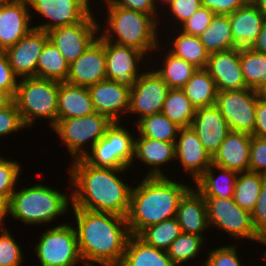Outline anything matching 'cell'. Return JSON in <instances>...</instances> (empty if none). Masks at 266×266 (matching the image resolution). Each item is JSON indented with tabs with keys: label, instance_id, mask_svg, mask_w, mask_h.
Listing matches in <instances>:
<instances>
[{
	"label": "cell",
	"instance_id": "obj_1",
	"mask_svg": "<svg viewBox=\"0 0 266 266\" xmlns=\"http://www.w3.org/2000/svg\"><path fill=\"white\" fill-rule=\"evenodd\" d=\"M72 163L67 168L74 186L71 207L127 216L133 186L126 184L118 173L124 171L125 175L128 168L93 167L83 158Z\"/></svg>",
	"mask_w": 266,
	"mask_h": 266
},
{
	"label": "cell",
	"instance_id": "obj_2",
	"mask_svg": "<svg viewBox=\"0 0 266 266\" xmlns=\"http://www.w3.org/2000/svg\"><path fill=\"white\" fill-rule=\"evenodd\" d=\"M71 208L83 266H119L131 235L126 217Z\"/></svg>",
	"mask_w": 266,
	"mask_h": 266
},
{
	"label": "cell",
	"instance_id": "obj_3",
	"mask_svg": "<svg viewBox=\"0 0 266 266\" xmlns=\"http://www.w3.org/2000/svg\"><path fill=\"white\" fill-rule=\"evenodd\" d=\"M166 177H144L132 188L130 208L126 216L131 235L164 220L175 218L180 199L190 189Z\"/></svg>",
	"mask_w": 266,
	"mask_h": 266
},
{
	"label": "cell",
	"instance_id": "obj_4",
	"mask_svg": "<svg viewBox=\"0 0 266 266\" xmlns=\"http://www.w3.org/2000/svg\"><path fill=\"white\" fill-rule=\"evenodd\" d=\"M104 2L108 17L107 22L104 21L106 25L103 24V29L99 27V31H102L99 35L104 40L136 48L147 54V57L152 51L160 49L161 43L157 36L160 23L158 14H144L126 9L116 6L111 0Z\"/></svg>",
	"mask_w": 266,
	"mask_h": 266
},
{
	"label": "cell",
	"instance_id": "obj_5",
	"mask_svg": "<svg viewBox=\"0 0 266 266\" xmlns=\"http://www.w3.org/2000/svg\"><path fill=\"white\" fill-rule=\"evenodd\" d=\"M66 194L43 184L15 189L10 199V215L27 225L51 223L67 214L72 206V197Z\"/></svg>",
	"mask_w": 266,
	"mask_h": 266
},
{
	"label": "cell",
	"instance_id": "obj_6",
	"mask_svg": "<svg viewBox=\"0 0 266 266\" xmlns=\"http://www.w3.org/2000/svg\"><path fill=\"white\" fill-rule=\"evenodd\" d=\"M58 89L59 82L55 80L28 77L18 81L13 101L27 128L39 118L48 120L51 128L56 124Z\"/></svg>",
	"mask_w": 266,
	"mask_h": 266
},
{
	"label": "cell",
	"instance_id": "obj_7",
	"mask_svg": "<svg viewBox=\"0 0 266 266\" xmlns=\"http://www.w3.org/2000/svg\"><path fill=\"white\" fill-rule=\"evenodd\" d=\"M112 123L106 115L94 112L82 117L57 119L52 129L65 143L70 156L76 160L83 158L89 152L84 148L86 145L89 144L88 149H92Z\"/></svg>",
	"mask_w": 266,
	"mask_h": 266
},
{
	"label": "cell",
	"instance_id": "obj_8",
	"mask_svg": "<svg viewBox=\"0 0 266 266\" xmlns=\"http://www.w3.org/2000/svg\"><path fill=\"white\" fill-rule=\"evenodd\" d=\"M121 122H113L83 159L93 167L133 169L134 135ZM133 135V136H132Z\"/></svg>",
	"mask_w": 266,
	"mask_h": 266
},
{
	"label": "cell",
	"instance_id": "obj_9",
	"mask_svg": "<svg viewBox=\"0 0 266 266\" xmlns=\"http://www.w3.org/2000/svg\"><path fill=\"white\" fill-rule=\"evenodd\" d=\"M39 241V242H38ZM34 247L40 266H75L83 263L77 233L71 223L46 229Z\"/></svg>",
	"mask_w": 266,
	"mask_h": 266
},
{
	"label": "cell",
	"instance_id": "obj_10",
	"mask_svg": "<svg viewBox=\"0 0 266 266\" xmlns=\"http://www.w3.org/2000/svg\"><path fill=\"white\" fill-rule=\"evenodd\" d=\"M210 227H216L235 239H250L264 242L256 232L252 223L251 213L243 210L234 202L233 197H204Z\"/></svg>",
	"mask_w": 266,
	"mask_h": 266
},
{
	"label": "cell",
	"instance_id": "obj_11",
	"mask_svg": "<svg viewBox=\"0 0 266 266\" xmlns=\"http://www.w3.org/2000/svg\"><path fill=\"white\" fill-rule=\"evenodd\" d=\"M258 95L251 88L218 91L216 106L230 131L253 133Z\"/></svg>",
	"mask_w": 266,
	"mask_h": 266
},
{
	"label": "cell",
	"instance_id": "obj_12",
	"mask_svg": "<svg viewBox=\"0 0 266 266\" xmlns=\"http://www.w3.org/2000/svg\"><path fill=\"white\" fill-rule=\"evenodd\" d=\"M92 11L83 21L70 25L59 26L49 30L48 37L57 47L66 61L71 64L98 37L99 27Z\"/></svg>",
	"mask_w": 266,
	"mask_h": 266
},
{
	"label": "cell",
	"instance_id": "obj_13",
	"mask_svg": "<svg viewBox=\"0 0 266 266\" xmlns=\"http://www.w3.org/2000/svg\"><path fill=\"white\" fill-rule=\"evenodd\" d=\"M90 1L92 0H28L29 8L47 19V22L34 28L48 32L55 27L77 24L91 13L93 5Z\"/></svg>",
	"mask_w": 266,
	"mask_h": 266
},
{
	"label": "cell",
	"instance_id": "obj_14",
	"mask_svg": "<svg viewBox=\"0 0 266 266\" xmlns=\"http://www.w3.org/2000/svg\"><path fill=\"white\" fill-rule=\"evenodd\" d=\"M142 72L130 92L129 112L138 114L135 124L143 117L161 113L169 87L163 79L147 67Z\"/></svg>",
	"mask_w": 266,
	"mask_h": 266
},
{
	"label": "cell",
	"instance_id": "obj_15",
	"mask_svg": "<svg viewBox=\"0 0 266 266\" xmlns=\"http://www.w3.org/2000/svg\"><path fill=\"white\" fill-rule=\"evenodd\" d=\"M106 58V77L120 85L132 88L140 73V62L146 54L140 50L104 40Z\"/></svg>",
	"mask_w": 266,
	"mask_h": 266
},
{
	"label": "cell",
	"instance_id": "obj_16",
	"mask_svg": "<svg viewBox=\"0 0 266 266\" xmlns=\"http://www.w3.org/2000/svg\"><path fill=\"white\" fill-rule=\"evenodd\" d=\"M104 39L99 35L71 64L66 82L89 87L106 80Z\"/></svg>",
	"mask_w": 266,
	"mask_h": 266
},
{
	"label": "cell",
	"instance_id": "obj_17",
	"mask_svg": "<svg viewBox=\"0 0 266 266\" xmlns=\"http://www.w3.org/2000/svg\"><path fill=\"white\" fill-rule=\"evenodd\" d=\"M48 39L47 32L33 28L5 51L9 64L19 79L36 77L38 57Z\"/></svg>",
	"mask_w": 266,
	"mask_h": 266
},
{
	"label": "cell",
	"instance_id": "obj_18",
	"mask_svg": "<svg viewBox=\"0 0 266 266\" xmlns=\"http://www.w3.org/2000/svg\"><path fill=\"white\" fill-rule=\"evenodd\" d=\"M175 160L180 161L185 173L192 177L193 183L212 164L211 155L205 150L192 127L180 128L175 142Z\"/></svg>",
	"mask_w": 266,
	"mask_h": 266
},
{
	"label": "cell",
	"instance_id": "obj_19",
	"mask_svg": "<svg viewBox=\"0 0 266 266\" xmlns=\"http://www.w3.org/2000/svg\"><path fill=\"white\" fill-rule=\"evenodd\" d=\"M88 91L95 111L106 115L112 122H121V115L128 113L130 88L106 79L89 86Z\"/></svg>",
	"mask_w": 266,
	"mask_h": 266
},
{
	"label": "cell",
	"instance_id": "obj_20",
	"mask_svg": "<svg viewBox=\"0 0 266 266\" xmlns=\"http://www.w3.org/2000/svg\"><path fill=\"white\" fill-rule=\"evenodd\" d=\"M205 70L214 79L217 90L246 89L240 64V49L209 54Z\"/></svg>",
	"mask_w": 266,
	"mask_h": 266
},
{
	"label": "cell",
	"instance_id": "obj_21",
	"mask_svg": "<svg viewBox=\"0 0 266 266\" xmlns=\"http://www.w3.org/2000/svg\"><path fill=\"white\" fill-rule=\"evenodd\" d=\"M191 127L211 157L230 132L228 123L216 105L197 108Z\"/></svg>",
	"mask_w": 266,
	"mask_h": 266
},
{
	"label": "cell",
	"instance_id": "obj_22",
	"mask_svg": "<svg viewBox=\"0 0 266 266\" xmlns=\"http://www.w3.org/2000/svg\"><path fill=\"white\" fill-rule=\"evenodd\" d=\"M28 2L0 4V50L6 51L27 35L34 26Z\"/></svg>",
	"mask_w": 266,
	"mask_h": 266
},
{
	"label": "cell",
	"instance_id": "obj_23",
	"mask_svg": "<svg viewBox=\"0 0 266 266\" xmlns=\"http://www.w3.org/2000/svg\"><path fill=\"white\" fill-rule=\"evenodd\" d=\"M251 134L230 131L212 157V164L234 170L249 171Z\"/></svg>",
	"mask_w": 266,
	"mask_h": 266
},
{
	"label": "cell",
	"instance_id": "obj_24",
	"mask_svg": "<svg viewBox=\"0 0 266 266\" xmlns=\"http://www.w3.org/2000/svg\"><path fill=\"white\" fill-rule=\"evenodd\" d=\"M234 44L237 48H251L256 42L266 14L262 13L251 1L245 6L228 14Z\"/></svg>",
	"mask_w": 266,
	"mask_h": 266
},
{
	"label": "cell",
	"instance_id": "obj_25",
	"mask_svg": "<svg viewBox=\"0 0 266 266\" xmlns=\"http://www.w3.org/2000/svg\"><path fill=\"white\" fill-rule=\"evenodd\" d=\"M148 166L146 177H166L161 166L175 160V142H164L149 137L138 136L134 139V158ZM149 172V173H148Z\"/></svg>",
	"mask_w": 266,
	"mask_h": 266
},
{
	"label": "cell",
	"instance_id": "obj_26",
	"mask_svg": "<svg viewBox=\"0 0 266 266\" xmlns=\"http://www.w3.org/2000/svg\"><path fill=\"white\" fill-rule=\"evenodd\" d=\"M190 186L191 188L179 201L175 218L181 227L182 233L194 234L205 238L202 233L210 227L206 202L194 186Z\"/></svg>",
	"mask_w": 266,
	"mask_h": 266
},
{
	"label": "cell",
	"instance_id": "obj_27",
	"mask_svg": "<svg viewBox=\"0 0 266 266\" xmlns=\"http://www.w3.org/2000/svg\"><path fill=\"white\" fill-rule=\"evenodd\" d=\"M57 119L82 117L95 111L88 87L59 82Z\"/></svg>",
	"mask_w": 266,
	"mask_h": 266
},
{
	"label": "cell",
	"instance_id": "obj_28",
	"mask_svg": "<svg viewBox=\"0 0 266 266\" xmlns=\"http://www.w3.org/2000/svg\"><path fill=\"white\" fill-rule=\"evenodd\" d=\"M119 266H176L167 251L146 244L137 235H130Z\"/></svg>",
	"mask_w": 266,
	"mask_h": 266
},
{
	"label": "cell",
	"instance_id": "obj_29",
	"mask_svg": "<svg viewBox=\"0 0 266 266\" xmlns=\"http://www.w3.org/2000/svg\"><path fill=\"white\" fill-rule=\"evenodd\" d=\"M215 170L220 171L218 176ZM215 174V175H214ZM238 172L211 164L210 167L194 182V187L203 197L230 198Z\"/></svg>",
	"mask_w": 266,
	"mask_h": 266
},
{
	"label": "cell",
	"instance_id": "obj_30",
	"mask_svg": "<svg viewBox=\"0 0 266 266\" xmlns=\"http://www.w3.org/2000/svg\"><path fill=\"white\" fill-rule=\"evenodd\" d=\"M182 90L196 109L216 105L218 90L205 69H197Z\"/></svg>",
	"mask_w": 266,
	"mask_h": 266
},
{
	"label": "cell",
	"instance_id": "obj_31",
	"mask_svg": "<svg viewBox=\"0 0 266 266\" xmlns=\"http://www.w3.org/2000/svg\"><path fill=\"white\" fill-rule=\"evenodd\" d=\"M199 38L209 54L237 48L232 37L228 15L215 14L210 25L199 35Z\"/></svg>",
	"mask_w": 266,
	"mask_h": 266
},
{
	"label": "cell",
	"instance_id": "obj_32",
	"mask_svg": "<svg viewBox=\"0 0 266 266\" xmlns=\"http://www.w3.org/2000/svg\"><path fill=\"white\" fill-rule=\"evenodd\" d=\"M69 63L49 39L46 41L36 66V77L58 82L66 81Z\"/></svg>",
	"mask_w": 266,
	"mask_h": 266
},
{
	"label": "cell",
	"instance_id": "obj_33",
	"mask_svg": "<svg viewBox=\"0 0 266 266\" xmlns=\"http://www.w3.org/2000/svg\"><path fill=\"white\" fill-rule=\"evenodd\" d=\"M174 36L168 50L174 56L184 59L193 64L198 69H205L209 53L201 43L199 36H193L183 33L181 30Z\"/></svg>",
	"mask_w": 266,
	"mask_h": 266
},
{
	"label": "cell",
	"instance_id": "obj_34",
	"mask_svg": "<svg viewBox=\"0 0 266 266\" xmlns=\"http://www.w3.org/2000/svg\"><path fill=\"white\" fill-rule=\"evenodd\" d=\"M164 55L162 67L156 68L155 72L168 85L169 89H182L198 68L184 59L174 56L169 51Z\"/></svg>",
	"mask_w": 266,
	"mask_h": 266
},
{
	"label": "cell",
	"instance_id": "obj_35",
	"mask_svg": "<svg viewBox=\"0 0 266 266\" xmlns=\"http://www.w3.org/2000/svg\"><path fill=\"white\" fill-rule=\"evenodd\" d=\"M196 108L182 89H169L162 113L180 128L191 127Z\"/></svg>",
	"mask_w": 266,
	"mask_h": 266
},
{
	"label": "cell",
	"instance_id": "obj_36",
	"mask_svg": "<svg viewBox=\"0 0 266 266\" xmlns=\"http://www.w3.org/2000/svg\"><path fill=\"white\" fill-rule=\"evenodd\" d=\"M138 136L164 142H176L180 127L162 112L143 117L136 123Z\"/></svg>",
	"mask_w": 266,
	"mask_h": 266
},
{
	"label": "cell",
	"instance_id": "obj_37",
	"mask_svg": "<svg viewBox=\"0 0 266 266\" xmlns=\"http://www.w3.org/2000/svg\"><path fill=\"white\" fill-rule=\"evenodd\" d=\"M265 177L263 174L251 171L238 173L234 188V202L243 210L252 213Z\"/></svg>",
	"mask_w": 266,
	"mask_h": 266
},
{
	"label": "cell",
	"instance_id": "obj_38",
	"mask_svg": "<svg viewBox=\"0 0 266 266\" xmlns=\"http://www.w3.org/2000/svg\"><path fill=\"white\" fill-rule=\"evenodd\" d=\"M240 64L246 86L257 90L266 83V54L240 48Z\"/></svg>",
	"mask_w": 266,
	"mask_h": 266
},
{
	"label": "cell",
	"instance_id": "obj_39",
	"mask_svg": "<svg viewBox=\"0 0 266 266\" xmlns=\"http://www.w3.org/2000/svg\"><path fill=\"white\" fill-rule=\"evenodd\" d=\"M181 233L177 219L170 218L146 227L137 236L146 244L167 251Z\"/></svg>",
	"mask_w": 266,
	"mask_h": 266
},
{
	"label": "cell",
	"instance_id": "obj_40",
	"mask_svg": "<svg viewBox=\"0 0 266 266\" xmlns=\"http://www.w3.org/2000/svg\"><path fill=\"white\" fill-rule=\"evenodd\" d=\"M203 237L181 233L170 245L167 250L168 256L172 259V262L176 266H180L182 263L198 257L199 251L205 244Z\"/></svg>",
	"mask_w": 266,
	"mask_h": 266
},
{
	"label": "cell",
	"instance_id": "obj_41",
	"mask_svg": "<svg viewBox=\"0 0 266 266\" xmlns=\"http://www.w3.org/2000/svg\"><path fill=\"white\" fill-rule=\"evenodd\" d=\"M21 167L18 161H12L0 155V196L11 199L15 186L19 182Z\"/></svg>",
	"mask_w": 266,
	"mask_h": 266
},
{
	"label": "cell",
	"instance_id": "obj_42",
	"mask_svg": "<svg viewBox=\"0 0 266 266\" xmlns=\"http://www.w3.org/2000/svg\"><path fill=\"white\" fill-rule=\"evenodd\" d=\"M0 266H21L24 263L21 246L7 229L0 231Z\"/></svg>",
	"mask_w": 266,
	"mask_h": 266
},
{
	"label": "cell",
	"instance_id": "obj_43",
	"mask_svg": "<svg viewBox=\"0 0 266 266\" xmlns=\"http://www.w3.org/2000/svg\"><path fill=\"white\" fill-rule=\"evenodd\" d=\"M236 245H226L208 250L207 260L201 262L202 266H242Z\"/></svg>",
	"mask_w": 266,
	"mask_h": 266
},
{
	"label": "cell",
	"instance_id": "obj_44",
	"mask_svg": "<svg viewBox=\"0 0 266 266\" xmlns=\"http://www.w3.org/2000/svg\"><path fill=\"white\" fill-rule=\"evenodd\" d=\"M27 128L14 101L0 109V137Z\"/></svg>",
	"mask_w": 266,
	"mask_h": 266
},
{
	"label": "cell",
	"instance_id": "obj_45",
	"mask_svg": "<svg viewBox=\"0 0 266 266\" xmlns=\"http://www.w3.org/2000/svg\"><path fill=\"white\" fill-rule=\"evenodd\" d=\"M214 16L215 13L213 11L201 5L200 8L178 29L185 34L199 36L206 28H208Z\"/></svg>",
	"mask_w": 266,
	"mask_h": 266
},
{
	"label": "cell",
	"instance_id": "obj_46",
	"mask_svg": "<svg viewBox=\"0 0 266 266\" xmlns=\"http://www.w3.org/2000/svg\"><path fill=\"white\" fill-rule=\"evenodd\" d=\"M249 171L266 176V138L251 136Z\"/></svg>",
	"mask_w": 266,
	"mask_h": 266
},
{
	"label": "cell",
	"instance_id": "obj_47",
	"mask_svg": "<svg viewBox=\"0 0 266 266\" xmlns=\"http://www.w3.org/2000/svg\"><path fill=\"white\" fill-rule=\"evenodd\" d=\"M252 223L256 232L266 238V177L263 179L255 207L251 213Z\"/></svg>",
	"mask_w": 266,
	"mask_h": 266
},
{
	"label": "cell",
	"instance_id": "obj_48",
	"mask_svg": "<svg viewBox=\"0 0 266 266\" xmlns=\"http://www.w3.org/2000/svg\"><path fill=\"white\" fill-rule=\"evenodd\" d=\"M18 79L9 64L5 51H0V89L13 98L17 90Z\"/></svg>",
	"mask_w": 266,
	"mask_h": 266
},
{
	"label": "cell",
	"instance_id": "obj_49",
	"mask_svg": "<svg viewBox=\"0 0 266 266\" xmlns=\"http://www.w3.org/2000/svg\"><path fill=\"white\" fill-rule=\"evenodd\" d=\"M201 0H174L167 6L173 16L174 22L180 26L188 20L201 6Z\"/></svg>",
	"mask_w": 266,
	"mask_h": 266
},
{
	"label": "cell",
	"instance_id": "obj_50",
	"mask_svg": "<svg viewBox=\"0 0 266 266\" xmlns=\"http://www.w3.org/2000/svg\"><path fill=\"white\" fill-rule=\"evenodd\" d=\"M250 0H201L202 6L215 14L228 15L236 9L245 6Z\"/></svg>",
	"mask_w": 266,
	"mask_h": 266
},
{
	"label": "cell",
	"instance_id": "obj_51",
	"mask_svg": "<svg viewBox=\"0 0 266 266\" xmlns=\"http://www.w3.org/2000/svg\"><path fill=\"white\" fill-rule=\"evenodd\" d=\"M116 6L126 9L138 11L144 14H157V9L154 0H111Z\"/></svg>",
	"mask_w": 266,
	"mask_h": 266
},
{
	"label": "cell",
	"instance_id": "obj_52",
	"mask_svg": "<svg viewBox=\"0 0 266 266\" xmlns=\"http://www.w3.org/2000/svg\"><path fill=\"white\" fill-rule=\"evenodd\" d=\"M251 135L266 138V100L259 97L256 104L255 127Z\"/></svg>",
	"mask_w": 266,
	"mask_h": 266
},
{
	"label": "cell",
	"instance_id": "obj_53",
	"mask_svg": "<svg viewBox=\"0 0 266 266\" xmlns=\"http://www.w3.org/2000/svg\"><path fill=\"white\" fill-rule=\"evenodd\" d=\"M254 51L266 54V20L262 26L256 42L251 47Z\"/></svg>",
	"mask_w": 266,
	"mask_h": 266
},
{
	"label": "cell",
	"instance_id": "obj_54",
	"mask_svg": "<svg viewBox=\"0 0 266 266\" xmlns=\"http://www.w3.org/2000/svg\"><path fill=\"white\" fill-rule=\"evenodd\" d=\"M8 214L10 216V198L0 196V230L7 229L4 221L5 217H8Z\"/></svg>",
	"mask_w": 266,
	"mask_h": 266
},
{
	"label": "cell",
	"instance_id": "obj_55",
	"mask_svg": "<svg viewBox=\"0 0 266 266\" xmlns=\"http://www.w3.org/2000/svg\"><path fill=\"white\" fill-rule=\"evenodd\" d=\"M13 101V98L6 92L0 89V109L6 107Z\"/></svg>",
	"mask_w": 266,
	"mask_h": 266
},
{
	"label": "cell",
	"instance_id": "obj_56",
	"mask_svg": "<svg viewBox=\"0 0 266 266\" xmlns=\"http://www.w3.org/2000/svg\"><path fill=\"white\" fill-rule=\"evenodd\" d=\"M262 13L266 14V0H250Z\"/></svg>",
	"mask_w": 266,
	"mask_h": 266
},
{
	"label": "cell",
	"instance_id": "obj_57",
	"mask_svg": "<svg viewBox=\"0 0 266 266\" xmlns=\"http://www.w3.org/2000/svg\"><path fill=\"white\" fill-rule=\"evenodd\" d=\"M257 95L259 98L266 100V83H264L262 86H260L257 90Z\"/></svg>",
	"mask_w": 266,
	"mask_h": 266
},
{
	"label": "cell",
	"instance_id": "obj_58",
	"mask_svg": "<svg viewBox=\"0 0 266 266\" xmlns=\"http://www.w3.org/2000/svg\"><path fill=\"white\" fill-rule=\"evenodd\" d=\"M21 2H28V0H0V4H15Z\"/></svg>",
	"mask_w": 266,
	"mask_h": 266
},
{
	"label": "cell",
	"instance_id": "obj_59",
	"mask_svg": "<svg viewBox=\"0 0 266 266\" xmlns=\"http://www.w3.org/2000/svg\"><path fill=\"white\" fill-rule=\"evenodd\" d=\"M156 1H157V3H156ZM159 1H161V2H159ZM174 0H154V3H155V5H156V7L158 8V6H159V4L160 3H163V4H161L162 6H168L169 4H171L172 2H173ZM158 2H159V4H158ZM158 5V6H157Z\"/></svg>",
	"mask_w": 266,
	"mask_h": 266
},
{
	"label": "cell",
	"instance_id": "obj_60",
	"mask_svg": "<svg viewBox=\"0 0 266 266\" xmlns=\"http://www.w3.org/2000/svg\"><path fill=\"white\" fill-rule=\"evenodd\" d=\"M263 245L266 246V238L264 239ZM262 254H263V258L266 259V251H264Z\"/></svg>",
	"mask_w": 266,
	"mask_h": 266
}]
</instances>
